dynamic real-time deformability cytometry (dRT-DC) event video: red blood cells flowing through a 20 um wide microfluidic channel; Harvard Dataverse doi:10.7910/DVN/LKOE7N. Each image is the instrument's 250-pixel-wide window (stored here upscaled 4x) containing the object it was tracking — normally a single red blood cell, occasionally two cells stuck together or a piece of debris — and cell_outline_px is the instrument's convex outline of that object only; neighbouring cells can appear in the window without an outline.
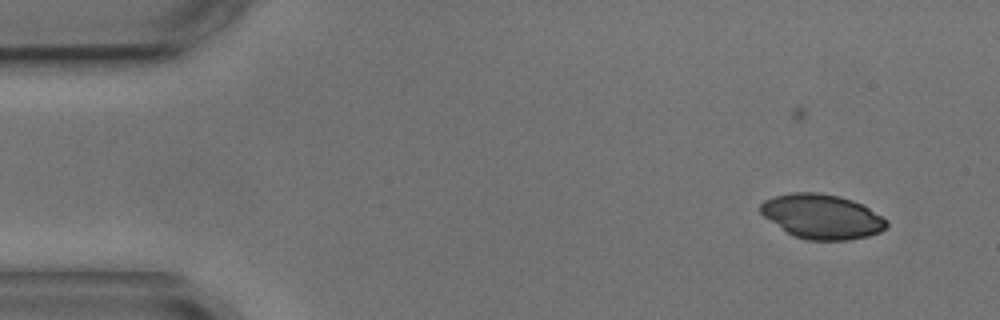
{"species": "common noctule bat (a hibernating species)", "species_latin": "Nyctalus noctula", "temperature_condition": "cold", "stored_images_in_passage": 3, "camera_frame_rate_fps": 3000, "um_per_image_px": 0.085, "animal": {"sex": "male", "body_mass_g": 17.9, "forearm_length_mm": 54.2}, "frame": {"image": 1, "passage_image": 1, "time_ms": 0.0, "image_size_px": [1000, 320], "cell_outline_px": [[888, 228], [880, 232], [868, 236], [848, 240], [808, 240], [792, 236], [764, 216], [760, 212], [760, 204], [764, 200], [772, 196], [788, 192], [816, 192], [840, 196], [852, 200], [868, 208], [888, 220]], "centroid_in_image_um": [69.86, 18.4], "position_along_channel_um": 15.1, "area_um2": 32.89}}